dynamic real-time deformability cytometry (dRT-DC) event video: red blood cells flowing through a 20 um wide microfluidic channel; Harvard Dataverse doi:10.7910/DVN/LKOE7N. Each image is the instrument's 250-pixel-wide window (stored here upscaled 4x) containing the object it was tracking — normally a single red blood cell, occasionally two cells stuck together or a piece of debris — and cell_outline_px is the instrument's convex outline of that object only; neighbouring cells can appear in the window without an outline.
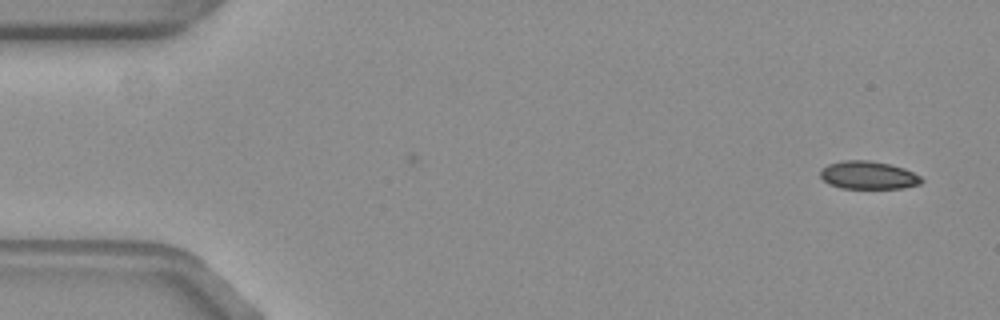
{"species": "common noctule bat (a hibernating species)", "species_latin": "Nyctalus noctula", "temperature_condition": "warm", "stored_images_in_passage": 11, "camera_frame_rate_fps": 3000, "um_per_image_px": 0.085, "animal": {"sex": "female", "body_mass_g": 19.3, "forearm_length_mm": 54.1}, "frame": {"image": 1, "passage_image": 1, "time_ms": 0.0, "image_size_px": [1000, 320], "cell_outline_px": [[924, 180], [920, 184], [904, 188], [840, 188], [828, 184], [820, 176], [820, 168], [828, 164], [844, 160], [868, 160], [888, 164], [904, 168], [920, 176]], "centroid_in_image_um": [73.78, 14.89], "position_along_channel_um": 11.2, "area_um2": 16.53}}